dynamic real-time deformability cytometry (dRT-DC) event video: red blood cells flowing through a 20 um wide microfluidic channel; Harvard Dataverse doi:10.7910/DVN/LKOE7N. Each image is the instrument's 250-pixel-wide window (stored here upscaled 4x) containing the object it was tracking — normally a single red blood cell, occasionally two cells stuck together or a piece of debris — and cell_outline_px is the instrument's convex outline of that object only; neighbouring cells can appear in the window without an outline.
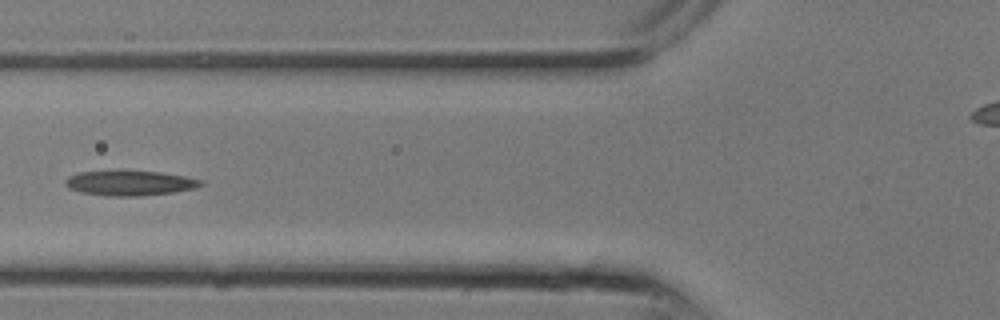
{"species": "common noctule bat (a hibernating species)", "species_latin": "Nyctalus noctula", "temperature_condition": "room temperature", "stored_images_in_passage": 17, "camera_frame_rate_fps": 3000, "um_per_image_px": 0.085, "animal": {"sex": "male", "body_mass_g": 13.3}, "frame": {"image": 1, "passage_image": 10, "time_ms": 3.0, "image_size_px": [1000, 320], "cell_outline_px": [[204, 184], [196, 188], [172, 192], [140, 196], [108, 196], [80, 192], [68, 188], [64, 184], [64, 180], [68, 176], [80, 172], [160, 172], [184, 176], [204, 180]], "centroid_in_image_um": [11.04, 15.58], "position_along_channel_um": 114.8, "area_um2": 19.42}}
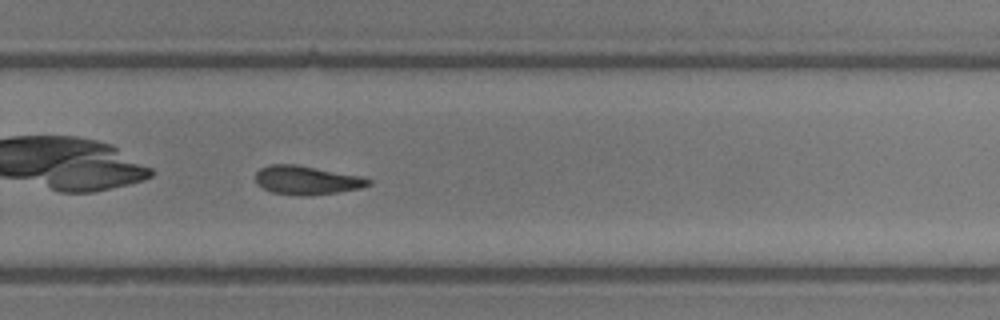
{"frame": {"image": 2, "passage_image": 17, "time_ms": 5.333, "image_size_px": [1000, 320], "cell_outline_px": [[372, 184], [360, 188], [336, 192], [308, 196], [296, 196], [272, 192], [256, 184], [256, 172], [260, 168], [268, 164], [296, 164], [360, 176], [372, 180]], "centroid_in_image_um": [26.04, 15.32], "position_along_channel_um": 303.8, "area_um2": 18.96}}